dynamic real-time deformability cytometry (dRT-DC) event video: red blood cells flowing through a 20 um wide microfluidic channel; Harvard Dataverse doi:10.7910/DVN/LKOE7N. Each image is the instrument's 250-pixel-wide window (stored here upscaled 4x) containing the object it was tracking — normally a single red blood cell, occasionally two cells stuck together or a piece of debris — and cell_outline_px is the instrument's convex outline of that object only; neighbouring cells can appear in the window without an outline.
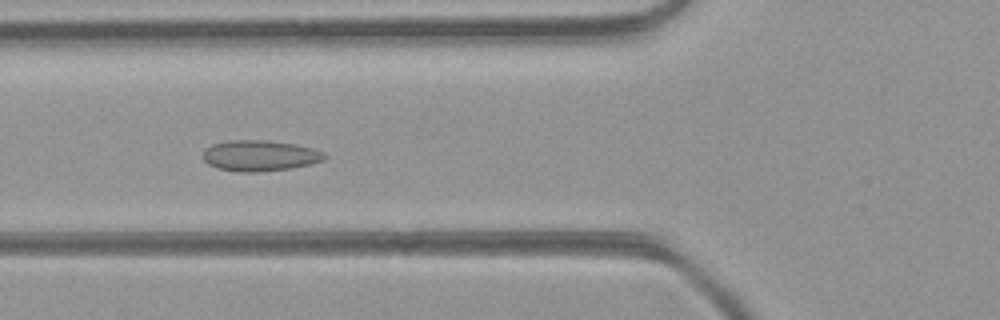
{"species": "common noctule bat (a hibernating species)", "species_latin": "Nyctalus noctula", "temperature_condition": "room temperature", "stored_images_in_passage": 48, "camera_frame_rate_fps": 3000, "um_per_image_px": 0.085, "animal": {"sex": "female", "body_mass_g": 21.9}, "frame": {"image": 1, "passage_image": 18, "time_ms": 5.667, "image_size_px": [1000, 320], "cell_outline_px": [[328, 156], [324, 160], [292, 168], [256, 172], [240, 172], [216, 168], [208, 164], [204, 160], [204, 152], [212, 144], [232, 140], [264, 140], [296, 144], [312, 148], [324, 152]], "centroid_in_image_um": [22.11, 13.23], "position_along_channel_um": 103.7, "area_um2": 21.73}}
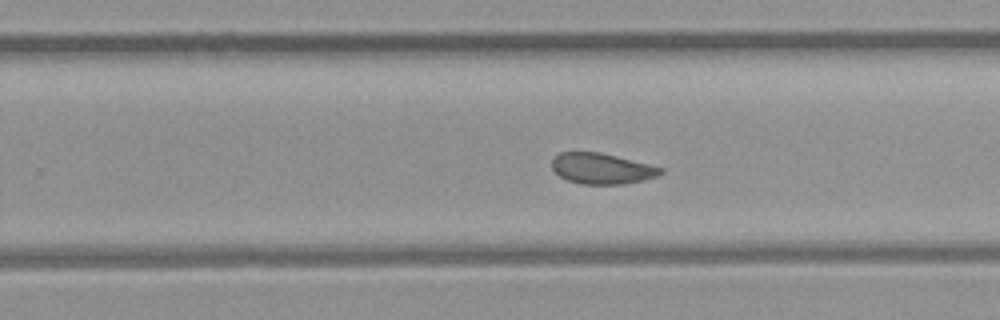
{"frame": {"image": 2, "passage_image": 30, "time_ms": 9.667, "image_size_px": [1000, 320], "cell_outline_px": [[664, 172], [656, 176], [644, 180], [624, 184], [580, 184], [568, 180], [560, 176], [552, 168], [552, 156], [560, 152], [600, 152], [664, 168]], "centroid_in_image_um": [51.13, 14.32], "position_along_channel_um": 278.7, "area_um2": 19.48}}
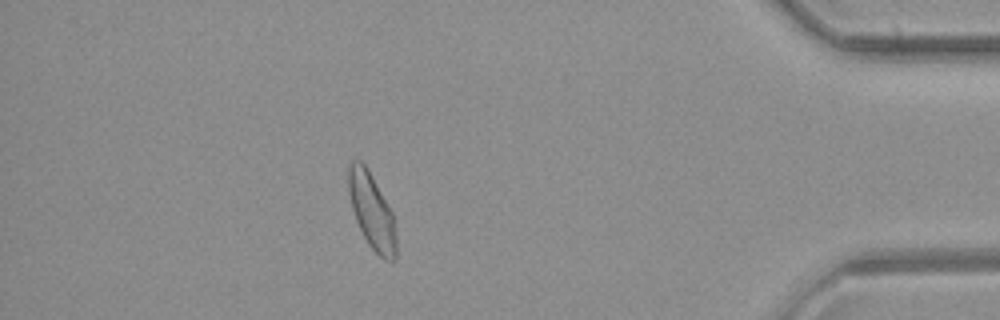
{"frame": {"image": 3, "passage_image": 42, "time_ms": 13.667, "image_size_px": [1000, 320], "cell_outline_px": [[396, 260], [392, 264], [384, 260], [368, 244], [356, 220], [352, 208], [348, 188], [348, 164], [352, 160], [360, 160], [368, 168], [392, 212], [396, 236]], "centroid_in_image_um": [31.61, 17.96], "position_along_channel_um": 403.6, "area_um2": 21.04}, "authors_computed_cell_mechanics": {"area_um2": 21.2704, "velocity_mm_per_s": 4.3738, "shape_relaxation_time_tau1_ms": null, "shape_relaxation_time_tau2_ms": 1.7785, "deformation_change_tau1": null, "deformation_change_tau2": 0.0711}}